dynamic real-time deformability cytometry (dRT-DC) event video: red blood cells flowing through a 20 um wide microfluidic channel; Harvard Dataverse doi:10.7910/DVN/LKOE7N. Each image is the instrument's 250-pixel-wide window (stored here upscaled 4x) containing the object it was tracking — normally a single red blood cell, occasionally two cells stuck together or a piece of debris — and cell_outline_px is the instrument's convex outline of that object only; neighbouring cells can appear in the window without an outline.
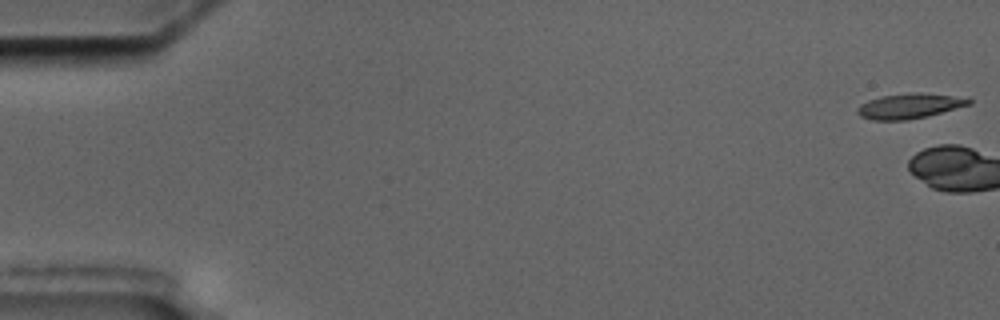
{"species": "common noctule bat (a hibernating species)", "species_latin": "Nyctalus noctula", "temperature_condition": "cold", "stored_images_in_passage": 12, "camera_frame_rate_fps": 3000, "um_per_image_px": 0.085, "animal": {"sex": "male", "body_mass_g": 17.5, "forearm_length_mm": 52.3}, "frame": {"image": 1, "passage_image": 1, "time_ms": 0.0, "image_size_px": [1000, 320], "cell_outline_px": [[972, 104], [928, 116], [904, 120], [872, 120], [860, 116], [856, 112], [856, 108], [860, 104], [868, 100], [880, 96], [916, 92], [920, 92], [952, 96], [972, 100]], "centroid_in_image_um": [77.26, 9.01], "position_along_channel_um": 7.7, "area_um2": 16.24}}
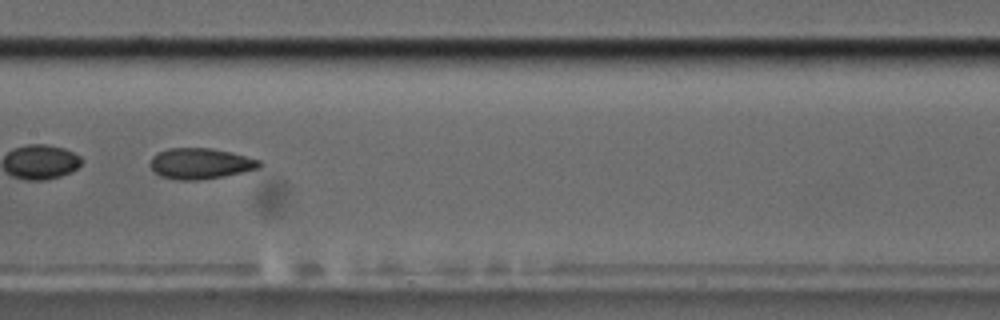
{"frame": {"image": 2, "passage_image": 9, "time_ms": 10.333, "image_size_px": [1000, 320], "cell_outline_px": [[264, 164], [260, 168], [244, 172], [224, 176], [200, 180], [176, 180], [160, 176], [152, 168], [152, 156], [156, 152], [168, 148], [212, 148], [232, 152], [260, 160]], "centroid_in_image_um": [17.08, 13.9], "position_along_channel_um": 190.3, "area_um2": 19.77}}